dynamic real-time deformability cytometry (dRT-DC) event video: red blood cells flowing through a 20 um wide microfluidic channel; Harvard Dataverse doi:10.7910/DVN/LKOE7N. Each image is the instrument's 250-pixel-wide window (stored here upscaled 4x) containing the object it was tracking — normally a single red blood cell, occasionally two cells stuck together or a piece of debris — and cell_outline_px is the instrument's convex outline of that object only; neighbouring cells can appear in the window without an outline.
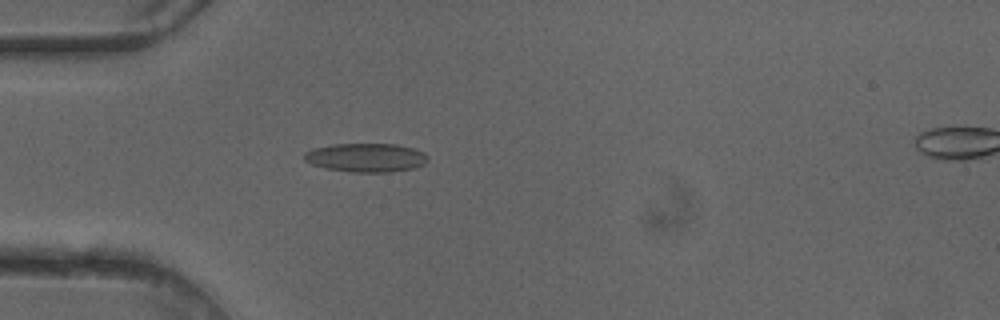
{"species": "common noctule bat (a hibernating species)", "species_latin": "Nyctalus noctula", "temperature_condition": "cold", "stored_images_in_passage": 50, "camera_frame_rate_fps": 3000, "um_per_image_px": 0.085, "animal": {"sex": "female"}, "frame": {"image": 1, "passage_image": 15, "time_ms": 4.667, "image_size_px": [1000, 320], "cell_outline_px": [[428, 160], [424, 164], [412, 168], [392, 172], [348, 172], [328, 168], [312, 164], [304, 160], [304, 152], [312, 148], [332, 144], [396, 144], [412, 148], [424, 152], [428, 156]], "centroid_in_image_um": [31.11, 13.39], "position_along_channel_um": 53.9, "area_um2": 20.75}}
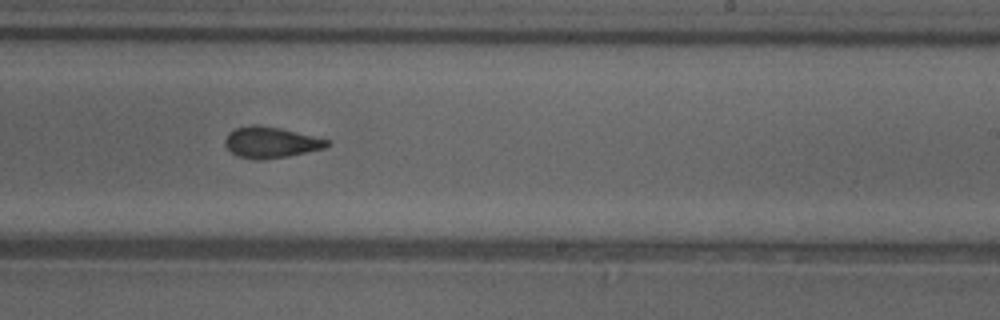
{"frame": {"image": 2, "passage_image": 31, "time_ms": 10.0, "image_size_px": [1000, 320], "cell_outline_px": [[332, 144], [324, 148], [288, 156], [236, 156], [224, 144], [224, 140], [228, 132], [236, 128], [252, 124], [260, 124], [280, 128], [328, 140]], "centroid_in_image_um": [23.01, 12.04], "position_along_channel_um": 266.0, "area_um2": 17.63}}
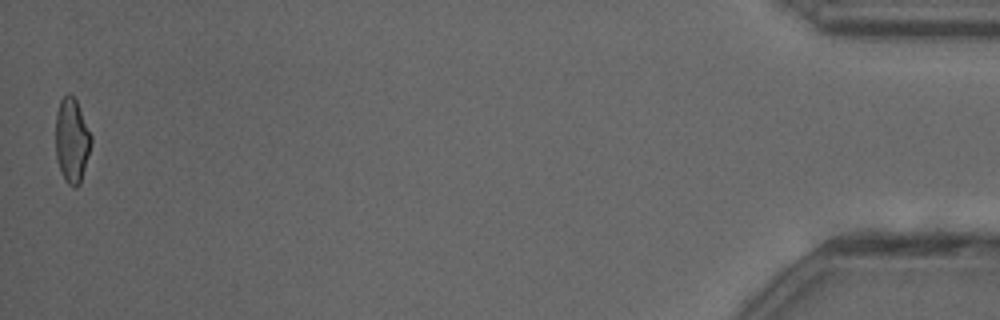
{"frame": {"image": 3, "passage_image": 50, "time_ms": 16.333, "image_size_px": [1000, 320], "cell_outline_px": [[92, 144], [80, 184], [76, 188], [68, 184], [64, 180], [56, 160], [56, 112], [60, 100], [68, 92], [76, 100], [92, 136]], "centroid_in_image_um": [6.11, 11.96], "position_along_channel_um": 429.1, "area_um2": 17.63}, "authors_computed_cell_mechanics": {"area_um2": 18.7561, "velocity_mm_per_s": 4.1192, "shape_relaxation_time_tau1_ms": 5.8124, "shape_relaxation_time_tau2_ms": 2.1821, "deformation_change_tau1": 0.1752, "deformation_change_tau2": 0.1031}}